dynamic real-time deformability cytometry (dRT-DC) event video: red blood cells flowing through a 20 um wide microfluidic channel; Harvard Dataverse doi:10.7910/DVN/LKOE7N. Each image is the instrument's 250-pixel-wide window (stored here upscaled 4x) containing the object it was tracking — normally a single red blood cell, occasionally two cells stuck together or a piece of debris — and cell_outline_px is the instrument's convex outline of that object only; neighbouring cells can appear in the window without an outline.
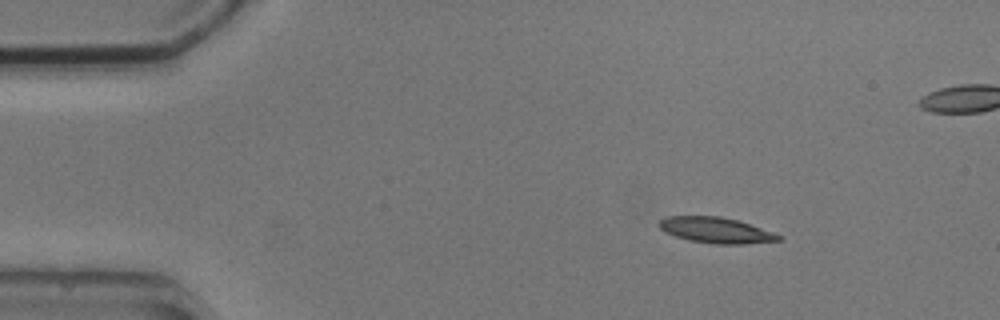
{"species": "common noctule bat (a hibernating species)", "species_latin": "Nyctalus noctula", "temperature_condition": "cold", "stored_images_in_passage": 4, "camera_frame_rate_fps": 3000, "um_per_image_px": 0.085, "animal": {"sex": "male", "body_mass_g": 20.5, "forearm_length_mm": 52.5}, "frame": {"image": 1, "passage_image": 1, "time_ms": 0.0, "image_size_px": [1000, 320], "cell_outline_px": [[784, 240], [744, 244], [716, 244], [688, 240], [664, 232], [660, 228], [660, 220], [668, 216], [720, 216], [740, 220], [784, 236]], "centroid_in_image_um": [60.92, 19.57], "position_along_channel_um": 24.1, "area_um2": 18.09}}